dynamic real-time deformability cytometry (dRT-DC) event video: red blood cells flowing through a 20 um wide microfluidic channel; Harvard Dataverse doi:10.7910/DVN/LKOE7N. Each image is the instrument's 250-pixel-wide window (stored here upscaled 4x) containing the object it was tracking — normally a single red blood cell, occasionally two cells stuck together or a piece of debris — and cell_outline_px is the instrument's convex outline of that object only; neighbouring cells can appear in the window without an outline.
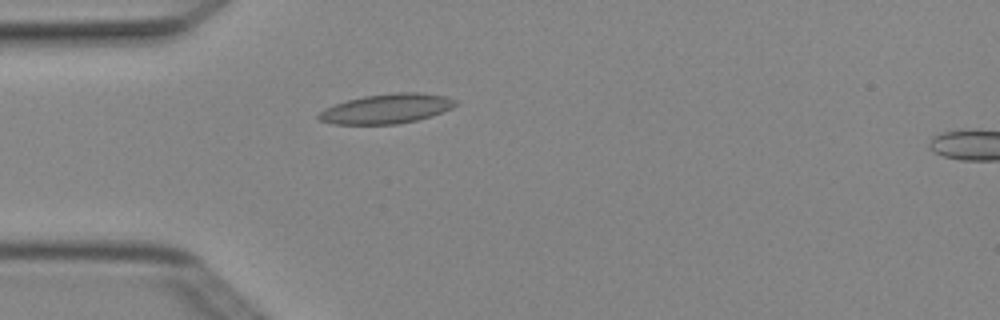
{"species": "Egyptian fruit bat (a non-hibernating species)", "species_latin": "Rousettus aegyptiacus", "temperature_condition": "cold", "stored_images_in_passage": 4, "camera_frame_rate_fps": 3000, "um_per_image_px": 0.085, "animal": {"sex": "female"}, "frame": {"image": 1, "passage_image": 4, "time_ms": 1.0, "image_size_px": [1000, 320], "cell_outline_px": [[460, 104], [452, 108], [432, 116], [416, 120], [396, 124], [332, 124], [320, 120], [316, 116], [324, 108], [348, 100], [364, 96], [396, 92], [420, 92], [444, 96], [456, 100]], "centroid_in_image_um": [32.89, 9.24], "position_along_channel_um": 52.1, "area_um2": 23.64}}